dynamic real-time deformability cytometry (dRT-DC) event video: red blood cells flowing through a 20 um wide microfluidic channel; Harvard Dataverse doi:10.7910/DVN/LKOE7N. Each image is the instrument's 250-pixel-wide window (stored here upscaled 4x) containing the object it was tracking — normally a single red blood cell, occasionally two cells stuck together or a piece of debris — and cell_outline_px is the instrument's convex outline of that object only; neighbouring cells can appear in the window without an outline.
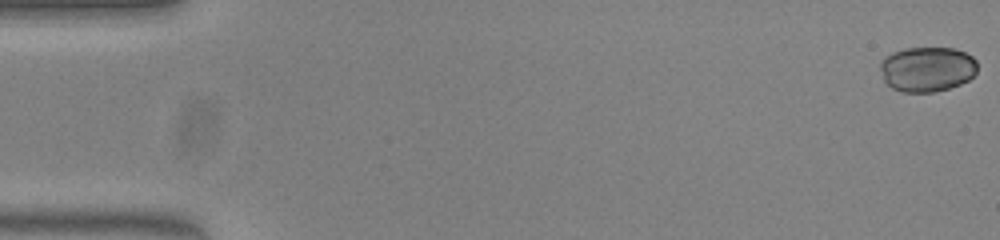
{"species": "common noctule bat (a hibernating species)", "species_latin": "Nyctalus noctula", "temperature_condition": "warm", "stored_images_in_passage": 52, "camera_frame_rate_fps": 3000, "um_per_image_px": 0.085, "animal": {"sex": "female", "body_mass_g": 23.0, "forearm_length_mm": 53.4}, "frame": {"image": 1, "passage_image": 1, "time_ms": 0.0, "image_size_px": [1000, 240], "cell_outline_px": [[976, 72], [968, 80], [960, 84], [948, 88], [932, 92], [904, 92], [892, 88], [884, 80], [880, 68], [880, 64], [892, 52], [904, 48], [952, 48], [964, 52], [972, 56], [976, 60]], "centroid_in_image_um": [78.81, 5.87], "position_along_channel_um": 6.2, "area_um2": 25.26}}
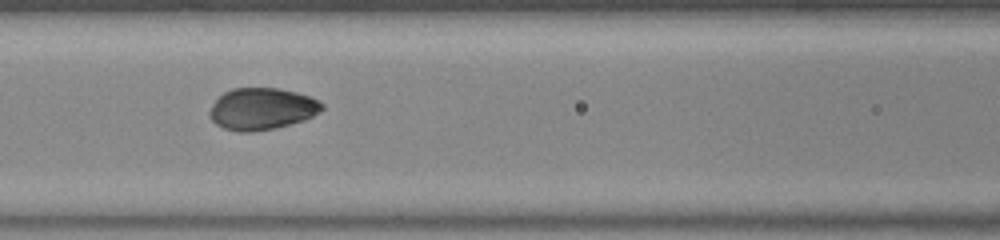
{"frame": {"image": 2, "passage_image": 23, "time_ms": 7.333, "image_size_px": [1000, 240], "cell_outline_px": [[324, 108], [320, 112], [304, 120], [276, 128], [252, 132], [240, 132], [224, 128], [216, 124], [212, 120], [208, 112], [216, 100], [224, 92], [232, 88], [280, 88], [296, 92], [320, 100], [324, 104]], "centroid_in_image_um": [22.28, 9.25], "position_along_channel_um": 144.3, "area_um2": 27.46}}
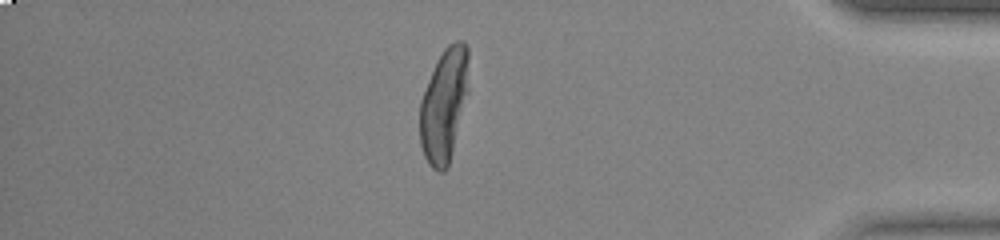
{"frame": {"image": 3, "passage_image": 45, "time_ms": 14.667, "image_size_px": [1000, 240], "cell_outline_px": [[468, 92], [448, 168], [444, 172], [440, 172], [432, 168], [428, 164], [424, 156], [420, 144], [420, 100], [428, 80], [444, 48], [448, 44], [456, 40], [464, 40], [468, 48]], "centroid_in_image_um": [37.75, 8.94], "position_along_channel_um": 397.5, "area_um2": 32.31}, "authors_computed_cell_mechanics": {"area_um2": 27.9174, "velocity_mm_per_s": 3.9595, "shape_relaxation_time_tau1_ms": 2.881, "shape_relaxation_time_tau2_ms": null, "deformation_change_tau1": 0.085, "deformation_change_tau2": null}}